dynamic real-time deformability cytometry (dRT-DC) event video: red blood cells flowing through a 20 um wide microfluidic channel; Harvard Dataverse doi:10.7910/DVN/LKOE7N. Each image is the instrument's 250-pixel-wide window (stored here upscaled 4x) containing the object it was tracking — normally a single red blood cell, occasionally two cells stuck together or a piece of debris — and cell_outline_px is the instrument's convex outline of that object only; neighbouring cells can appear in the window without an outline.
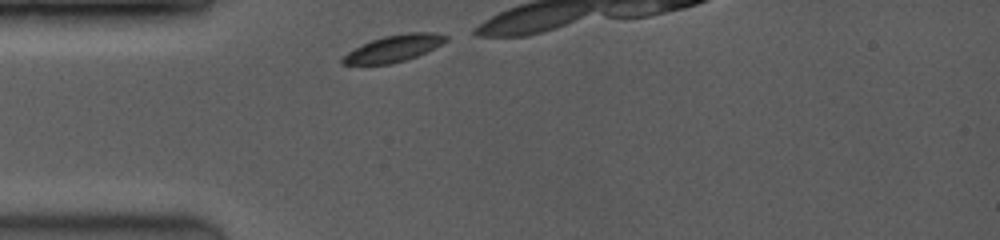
{"species": "common noctule bat (a hibernating species)", "species_latin": "Nyctalus noctula", "temperature_condition": "room temperature", "stored_images_in_passage": 5, "camera_frame_rate_fps": 3500, "um_per_image_px": 0.085, "animal": {"sex": "female", "body_mass_g": 19.0, "forearm_length_mm": 53.3}, "frame": {"image": 1, "passage_image": 1, "time_ms": 0.0, "image_size_px": [1000, 240], "cell_outline_px": [[448, 40], [416, 56], [404, 60], [388, 64], [340, 64], [340, 60], [348, 52], [372, 40], [384, 36], [408, 32], [432, 32], [448, 36]], "centroid_in_image_um": [33.46, 4.1], "position_along_channel_um": 51.5, "area_um2": 15.61}}